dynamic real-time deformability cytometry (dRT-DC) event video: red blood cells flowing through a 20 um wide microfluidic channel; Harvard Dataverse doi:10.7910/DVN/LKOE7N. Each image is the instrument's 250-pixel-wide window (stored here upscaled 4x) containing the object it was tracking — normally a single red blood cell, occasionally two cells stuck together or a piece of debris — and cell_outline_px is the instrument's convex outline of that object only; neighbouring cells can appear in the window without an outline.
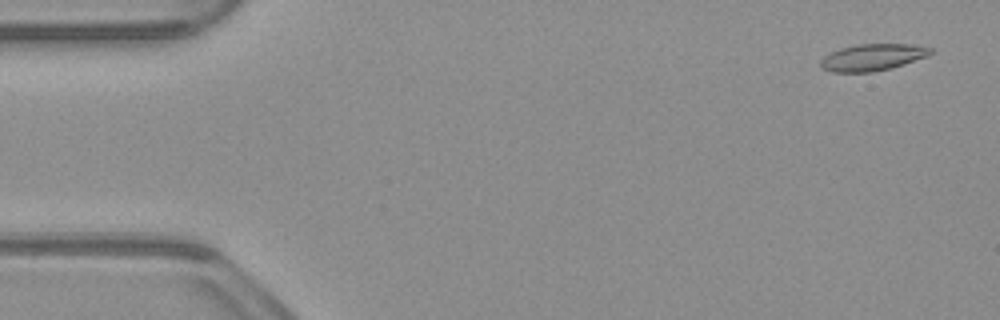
{"species": "common noctule bat (a hibernating species)", "species_latin": "Nyctalus noctula", "temperature_condition": "warm", "stored_images_in_passage": 51, "camera_frame_rate_fps": 3000, "um_per_image_px": 0.085, "animal": {"sex": "male", "body_mass_g": 23.1, "forearm_length_mm": 52.7}, "frame": {"image": 1, "passage_image": 3, "time_ms": 0.667, "image_size_px": [1000, 320], "cell_outline_px": [[932, 52], [928, 56], [892, 68], [872, 72], [832, 72], [820, 68], [820, 60], [824, 56], [840, 48], [860, 44], [908, 44], [932, 48]], "centroid_in_image_um": [74.14, 4.88], "position_along_channel_um": 10.9, "area_um2": 17.11}}
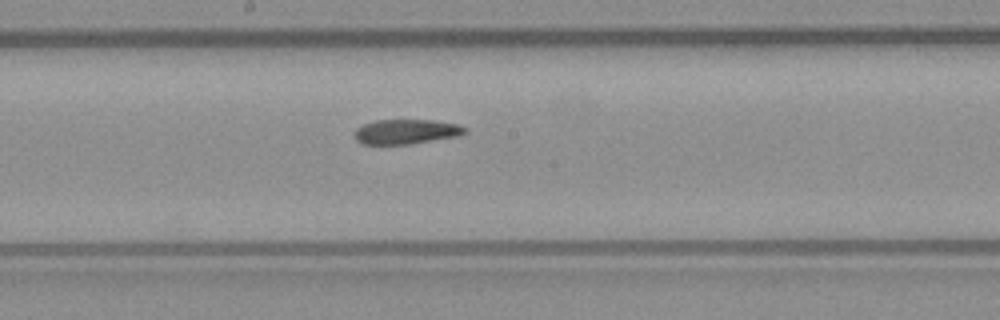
{"frame": {"image": 2, "passage_image": 28, "time_ms": 9.0, "image_size_px": [1000, 320], "cell_outline_px": [[468, 132], [460, 136], [408, 144], [360, 144], [356, 140], [356, 128], [364, 124], [376, 120], [432, 120], [460, 124], [468, 128]], "centroid_in_image_um": [34.59, 11.19], "position_along_channel_um": 213.6, "area_um2": 16.01}}
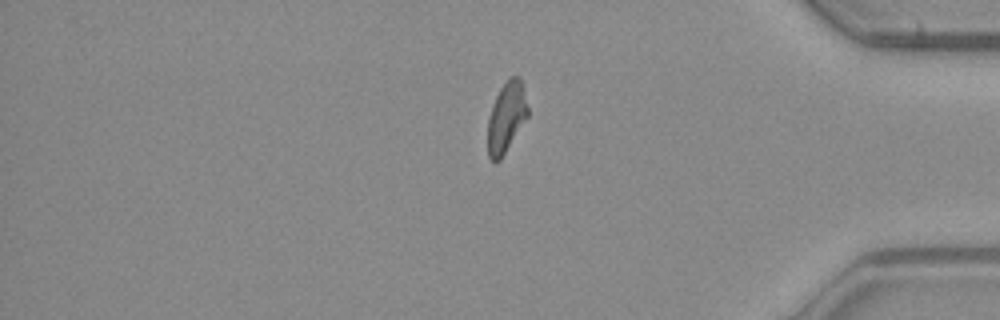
{"frame": {"image": 3, "passage_image": 44, "time_ms": 14.333, "image_size_px": [1000, 320], "cell_outline_px": [[528, 116], [500, 160], [496, 164], [492, 164], [488, 156], [488, 116], [492, 104], [500, 88], [512, 76], [520, 76], [528, 108]], "centroid_in_image_um": [43.02, 10.01], "position_along_channel_um": 392.2, "area_um2": 16.42}, "authors_computed_cell_mechanics": {"area_um2": 17.1088, "velocity_mm_per_s": 3.9245, "shape_relaxation_time_tau1_ms": null, "shape_relaxation_time_tau2_ms": 5.6319, "deformation_change_tau1": null, "deformation_change_tau2": 0.146}}